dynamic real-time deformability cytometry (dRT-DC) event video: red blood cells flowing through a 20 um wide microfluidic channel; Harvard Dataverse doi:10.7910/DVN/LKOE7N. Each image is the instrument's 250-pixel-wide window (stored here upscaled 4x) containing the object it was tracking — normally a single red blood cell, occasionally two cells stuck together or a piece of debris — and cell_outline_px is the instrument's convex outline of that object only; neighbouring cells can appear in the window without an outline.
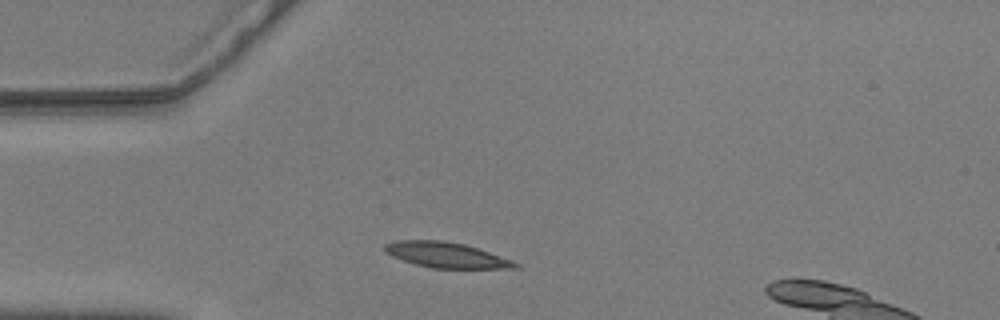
{"species": "common noctule bat (a hibernating species)", "species_latin": "Nyctalus noctula", "temperature_condition": "warm", "stored_images_in_passage": 36, "camera_frame_rate_fps": 3000, "um_per_image_px": 0.085, "animal": {"sex": "male", "body_mass_g": 20.5, "forearm_length_mm": 52.5}, "frame": {"image": 1, "passage_image": 6, "time_ms": 1.667, "image_size_px": [1000, 320], "cell_outline_px": [[520, 268], [432, 268], [416, 264], [392, 256], [384, 252], [384, 244], [396, 240], [440, 240], [464, 244], [512, 260], [520, 264]], "centroid_in_image_um": [37.91, 21.67], "position_along_channel_um": 47.1, "area_um2": 19.13}}
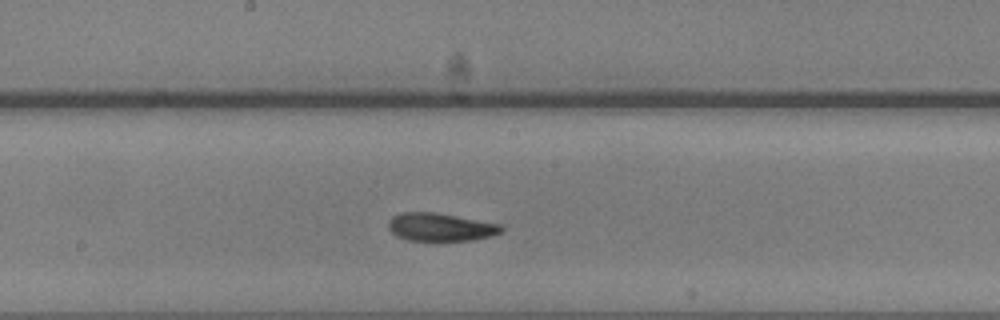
{"frame": {"image": 2, "passage_image": 21, "time_ms": 6.667, "image_size_px": [1000, 320], "cell_outline_px": [[504, 232], [492, 236], [472, 240], [440, 244], [408, 240], [396, 236], [388, 228], [388, 220], [392, 216], [400, 212], [436, 212], [500, 224], [504, 228]], "centroid_in_image_um": [37.44, 19.35], "position_along_channel_um": 210.8, "area_um2": 19.48}}
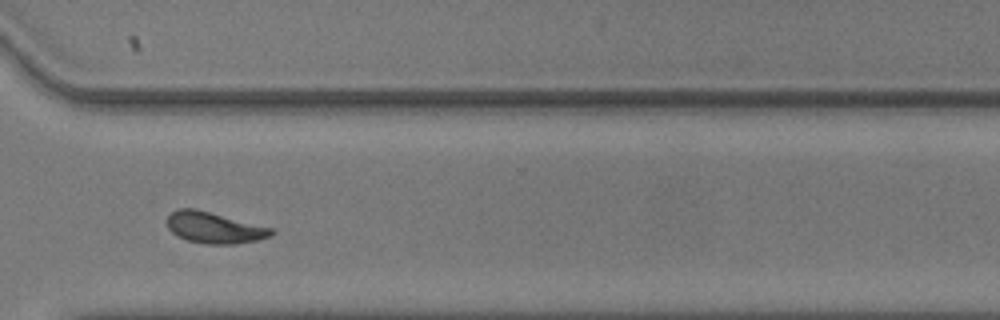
{"frame": {"image": 3, "passage_image": 33, "time_ms": 10.667, "image_size_px": [1000, 320], "cell_outline_px": [[276, 232], [272, 236], [256, 240], [232, 244], [208, 244], [188, 240], [176, 236], [168, 228], [168, 216], [176, 208], [196, 208], [272, 228]], "centroid_in_image_um": [18.21, 19.34], "position_along_channel_um": 352.4, "area_um2": 18.9}, "authors_computed_cell_mechanics": {"area_um2": 18.9295, "velocity_mm_per_s": 3.5555, "shape_relaxation_time_tau1_ms": 5.7541, "shape_relaxation_time_tau2_ms": 4.2611, "deformation_change_tau1": 0.1787, "deformation_change_tau2": 0.1133}}